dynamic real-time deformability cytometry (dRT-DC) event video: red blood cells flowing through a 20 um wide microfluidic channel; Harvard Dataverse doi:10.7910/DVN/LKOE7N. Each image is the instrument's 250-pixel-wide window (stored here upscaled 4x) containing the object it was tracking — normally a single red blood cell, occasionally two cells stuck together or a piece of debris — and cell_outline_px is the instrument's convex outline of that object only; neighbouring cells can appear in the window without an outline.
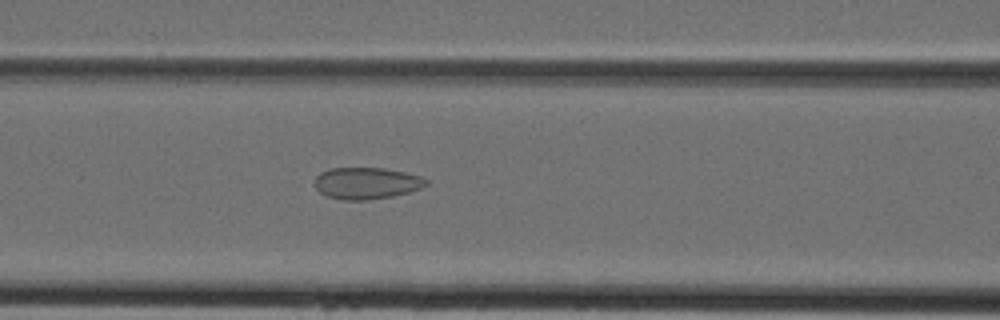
{"species": "Egyptian fruit bat (a non-hibernating species)", "species_latin": "Rousettus aegyptiacus", "temperature_condition": "cold", "stored_images_in_passage": 31, "camera_frame_rate_fps": 3000, "um_per_image_px": 0.085, "animal": {"sex": "female"}, "frame": {"image": 1, "passage_image": 6, "time_ms": 1.667, "image_size_px": [1000, 320], "cell_outline_px": [[428, 184], [420, 188], [408, 192], [392, 196], [364, 200], [344, 200], [328, 196], [320, 192], [312, 184], [316, 176], [320, 172], [328, 168], [384, 168], [404, 172], [420, 176], [428, 180]], "centroid_in_image_um": [31.11, 15.56], "position_along_channel_um": 135.5, "area_um2": 20.58}}
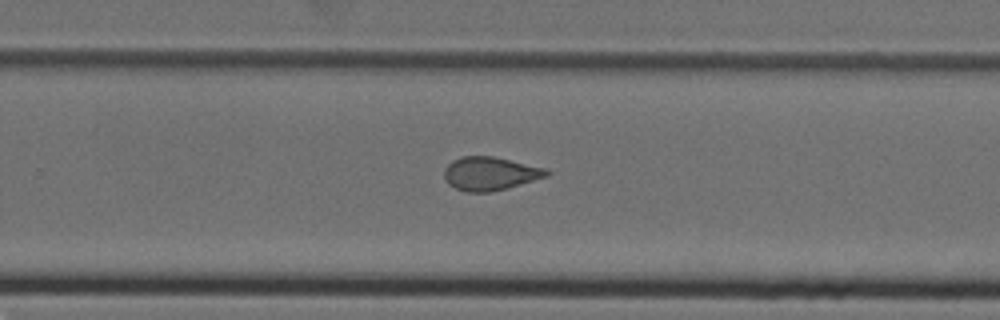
{"frame": {"image": 2, "passage_image": 16, "time_ms": 5.0, "image_size_px": [1000, 320], "cell_outline_px": [[552, 172], [548, 176], [508, 188], [488, 192], [464, 192], [448, 184], [444, 180], [444, 168], [452, 160], [464, 156], [492, 156], [548, 168]], "centroid_in_image_um": [41.67, 14.75], "position_along_channel_um": 288.1, "area_um2": 20.17}}
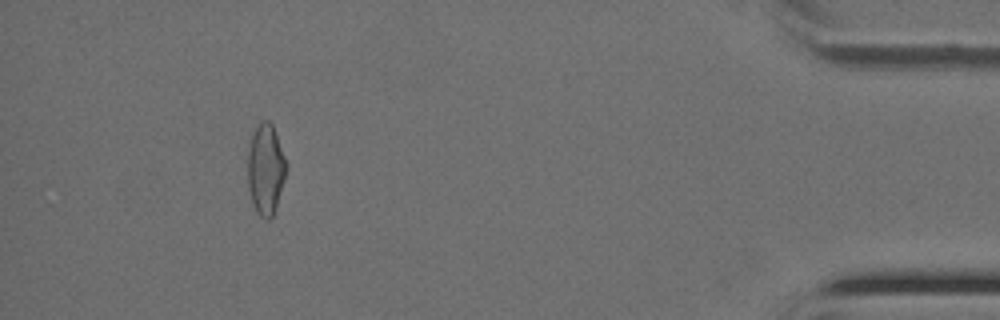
{"frame": {"image": 3, "passage_image": 28, "time_ms": 9.0, "image_size_px": [1000, 320], "cell_outline_px": [[288, 164], [284, 180], [272, 216], [268, 220], [264, 220], [256, 212], [252, 204], [248, 188], [248, 152], [252, 136], [260, 120], [268, 120], [272, 124]], "centroid_in_image_um": [22.58, 14.39], "position_along_channel_um": 412.6, "area_um2": 20.29}}